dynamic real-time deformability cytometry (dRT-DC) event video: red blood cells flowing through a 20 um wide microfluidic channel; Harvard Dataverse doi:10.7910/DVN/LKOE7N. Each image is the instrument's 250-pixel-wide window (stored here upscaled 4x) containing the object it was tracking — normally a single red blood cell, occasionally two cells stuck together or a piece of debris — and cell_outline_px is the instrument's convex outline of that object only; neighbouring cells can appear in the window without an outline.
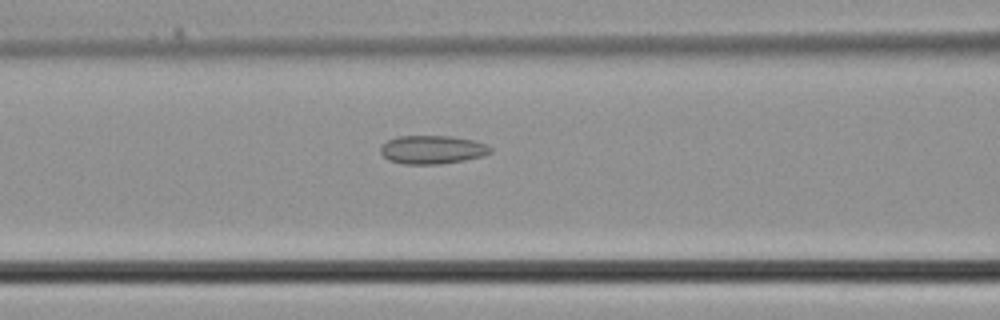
{"species": "common noctule bat (a hibernating species)", "species_latin": "Nyctalus noctula", "temperature_condition": "cold", "stored_images_in_passage": 37, "camera_frame_rate_fps": 3000, "um_per_image_px": 0.085, "animal": {"sex": "male", "body_mass_g": 21.5, "forearm_length_mm": 52.0}, "frame": {"image": 1, "passage_image": 15, "time_ms": 4.667, "image_size_px": [1000, 320], "cell_outline_px": [[492, 152], [484, 156], [464, 160], [440, 164], [404, 164], [388, 160], [380, 152], [380, 144], [396, 136], [452, 136], [472, 140], [484, 144], [492, 148]], "centroid_in_image_um": [36.72, 12.72], "position_along_channel_um": 129.9, "area_um2": 18.32}}
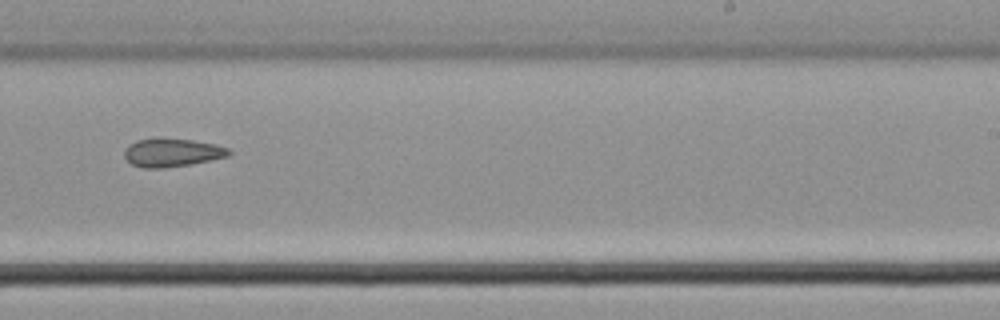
{"frame": {"image": 2, "passage_image": 23, "time_ms": 7.333, "image_size_px": [1000, 320], "cell_outline_px": [[232, 152], [228, 156], [188, 164], [164, 168], [144, 168], [132, 164], [124, 156], [124, 152], [128, 144], [136, 140], [156, 136], [192, 140], [216, 144], [228, 148]], "centroid_in_image_um": [14.58, 12.93], "position_along_channel_um": 274.4, "area_um2": 17.46}}
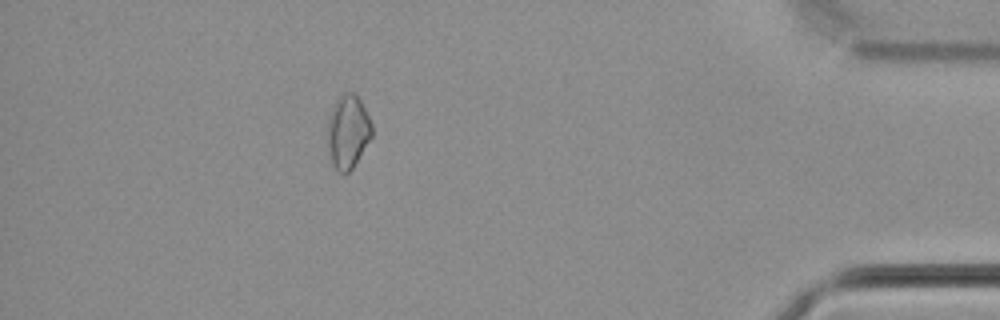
{"frame": {"image": 3, "passage_image": 33, "time_ms": 10.667, "image_size_px": [1000, 320], "cell_outline_px": [[372, 136], [352, 168], [348, 172], [340, 172], [332, 164], [328, 148], [328, 116], [332, 104], [336, 100], [348, 92], [352, 92], [360, 100], [372, 124]], "centroid_in_image_um": [29.56, 11.18], "position_along_channel_um": 405.6, "area_um2": 18.67}}